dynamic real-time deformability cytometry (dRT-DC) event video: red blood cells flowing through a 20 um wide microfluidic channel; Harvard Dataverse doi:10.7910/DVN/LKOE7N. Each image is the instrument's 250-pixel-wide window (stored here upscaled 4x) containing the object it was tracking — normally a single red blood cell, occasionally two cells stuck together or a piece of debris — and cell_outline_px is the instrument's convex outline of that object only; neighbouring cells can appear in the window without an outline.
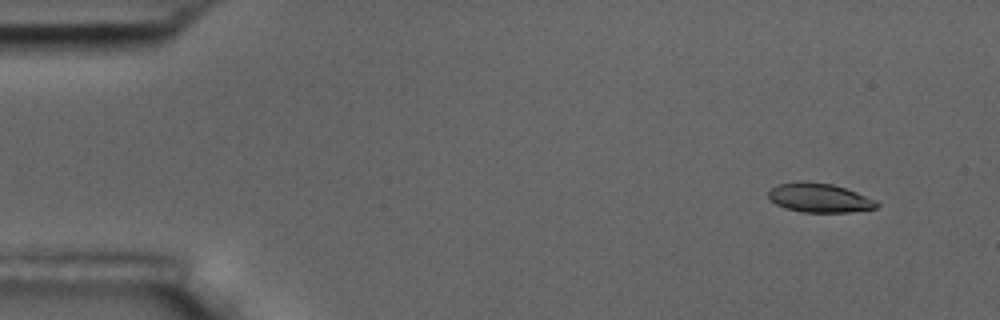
{"species": "common noctule bat (a hibernating species)", "species_latin": "Nyctalus noctula", "temperature_condition": "room temperature", "stored_images_in_passage": 6, "segment_of_instrument_passage": [1, 2], "camera_frame_rate_fps": 3000, "um_per_image_px": 0.085, "animal": {"sex": "male", "body_mass_g": 17.5, "forearm_length_mm": 52.3}, "frame": {"image": 1, "passage_image": 2, "time_ms": 1.0, "image_size_px": [1000, 320], "cell_outline_px": [[880, 204], [876, 208], [852, 212], [800, 212], [784, 208], [776, 204], [768, 196], [768, 192], [772, 188], [780, 184], [796, 180], [804, 180], [832, 184], [856, 192], [876, 200]], "centroid_in_image_um": [69.64, 16.81], "position_along_channel_um": 15.4, "area_um2": 18.5}}